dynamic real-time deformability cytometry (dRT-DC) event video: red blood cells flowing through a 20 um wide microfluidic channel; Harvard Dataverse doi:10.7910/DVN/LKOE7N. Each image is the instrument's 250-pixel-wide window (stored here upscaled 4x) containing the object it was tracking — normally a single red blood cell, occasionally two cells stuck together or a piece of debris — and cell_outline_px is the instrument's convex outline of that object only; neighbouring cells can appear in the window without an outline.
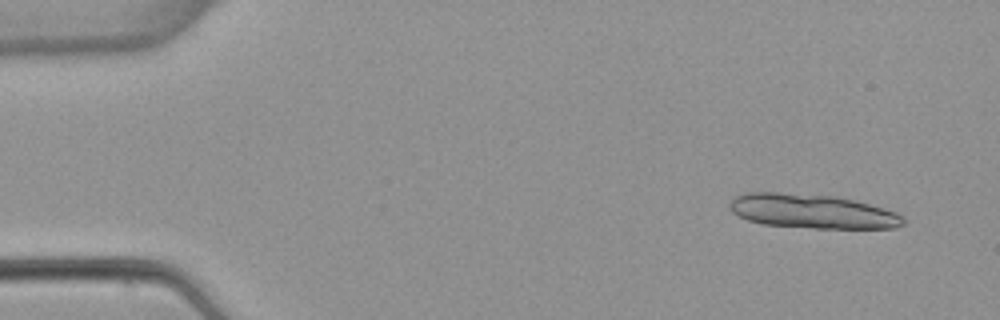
{"species": "common noctule bat (a hibernating species)", "species_latin": "Nyctalus noctula", "temperature_condition": "warm", "stored_images_in_passage": 5, "segment_of_instrument_passage": [1, 2], "camera_frame_rate_fps": 3000, "um_per_image_px": 0.085, "animal": {"sex": "female", "body_mass_g": 22.7, "forearm_length_mm": 54.2}, "frame": {"image": 1, "passage_image": 1, "time_ms": 0.0, "image_size_px": [1000, 320], "cell_outline_px": [[908, 220], [904, 224], [896, 228], [816, 228], [764, 224], [748, 220], [732, 212], [728, 204], [736, 196], [744, 192], [780, 192], [832, 196], [856, 200], [896, 212], [904, 216]], "centroid_in_image_um": [69.07, 17.96], "position_along_channel_um": 15.9, "area_um2": 34.68}}